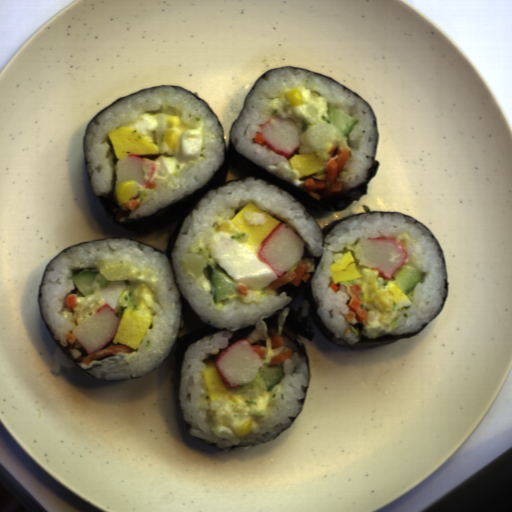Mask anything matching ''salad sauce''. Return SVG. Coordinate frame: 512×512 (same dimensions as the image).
Here are the masks:
<instances>
[{
  "label": "salad sauce",
  "instance_id": "11859cd6",
  "mask_svg": "<svg viewBox=\"0 0 512 512\" xmlns=\"http://www.w3.org/2000/svg\"><path fill=\"white\" fill-rule=\"evenodd\" d=\"M237 397L238 403L232 404L228 399L221 398L211 402V407L216 411L213 422H218V431L232 434L234 429H239L251 420V415L265 416L268 405L272 400V394L265 393L255 397H246L232 394Z\"/></svg>",
  "mask_w": 512,
  "mask_h": 512
},
{
  "label": "salad sauce",
  "instance_id": "1d5fafd9",
  "mask_svg": "<svg viewBox=\"0 0 512 512\" xmlns=\"http://www.w3.org/2000/svg\"><path fill=\"white\" fill-rule=\"evenodd\" d=\"M363 306L369 309L368 323L365 325V338L379 339L382 329L387 332L393 331L398 327L395 318L398 310L403 308L398 303H393V309L391 311H381L375 307L374 303H367L363 301Z\"/></svg>",
  "mask_w": 512,
  "mask_h": 512
},
{
  "label": "salad sauce",
  "instance_id": "12548f05",
  "mask_svg": "<svg viewBox=\"0 0 512 512\" xmlns=\"http://www.w3.org/2000/svg\"><path fill=\"white\" fill-rule=\"evenodd\" d=\"M266 171L275 174L286 181H290L297 187H302L304 184L303 180L300 178L301 173L297 169H292L291 164L284 161H280L277 166L267 165Z\"/></svg>",
  "mask_w": 512,
  "mask_h": 512
},
{
  "label": "salad sauce",
  "instance_id": "b256ff33",
  "mask_svg": "<svg viewBox=\"0 0 512 512\" xmlns=\"http://www.w3.org/2000/svg\"><path fill=\"white\" fill-rule=\"evenodd\" d=\"M264 350L266 351V353L264 356H262L261 361L262 365H264L265 367H269L272 359L278 354H280L282 351L281 347L273 348V344L269 336L266 339V348Z\"/></svg>",
  "mask_w": 512,
  "mask_h": 512
},
{
  "label": "salad sauce",
  "instance_id": "4c052820",
  "mask_svg": "<svg viewBox=\"0 0 512 512\" xmlns=\"http://www.w3.org/2000/svg\"><path fill=\"white\" fill-rule=\"evenodd\" d=\"M200 282H201V285L203 287V289L206 291V292H211L213 286H212V282H210L207 277L205 276L204 272H202L201 276H200Z\"/></svg>",
  "mask_w": 512,
  "mask_h": 512
}]
</instances>
